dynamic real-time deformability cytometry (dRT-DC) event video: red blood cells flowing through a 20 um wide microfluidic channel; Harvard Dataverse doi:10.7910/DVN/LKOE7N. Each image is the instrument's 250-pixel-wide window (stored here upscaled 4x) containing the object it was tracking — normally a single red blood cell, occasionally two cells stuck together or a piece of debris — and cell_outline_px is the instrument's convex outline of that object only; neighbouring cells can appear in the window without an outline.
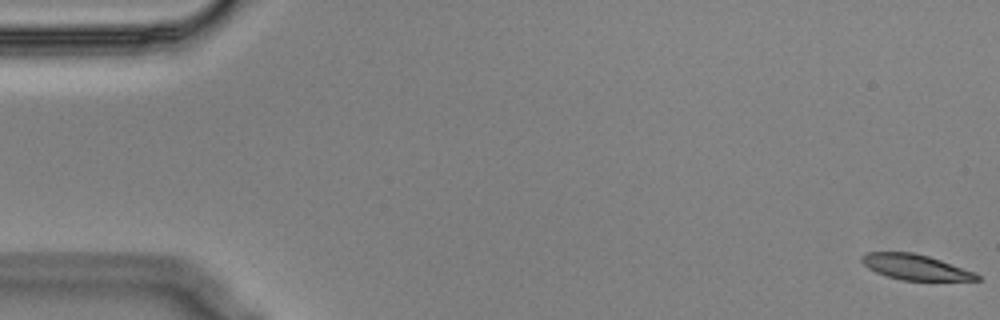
{"species": "Egyptian fruit bat (a non-hibernating species)", "species_latin": "Rousettus aegyptiacus", "temperature_condition": "cold", "stored_images_in_passage": 57, "segment_of_instrument_passage": [1, 2], "camera_frame_rate_fps": 3000, "um_per_image_px": 0.085, "animal": {"sex": "male"}, "frame": {"image": 1, "passage_image": 1, "time_ms": 0.0, "image_size_px": [1000, 320], "cell_outline_px": [[980, 280], [900, 280], [876, 272], [868, 268], [860, 260], [860, 256], [864, 252], [912, 252], [928, 256], [976, 272], [980, 276]], "centroid_in_image_um": [77.78, 22.69], "position_along_channel_um": 7.2, "area_um2": 16.99}}
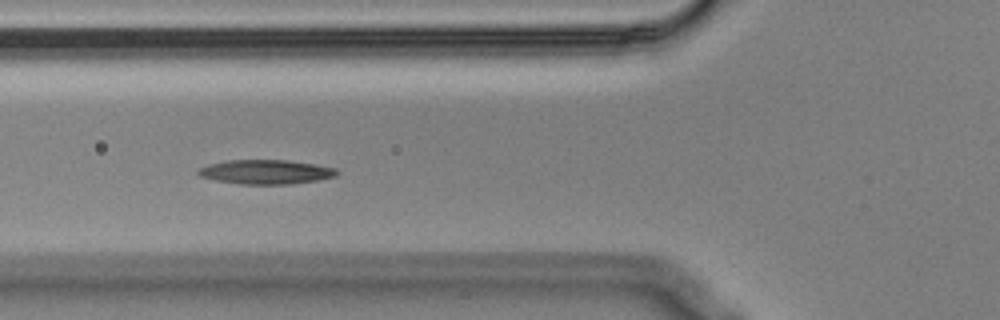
{"frame": {"image": 2, "passage_image": 21, "time_ms": 6.667, "image_size_px": [1000, 320], "cell_outline_px": [[340, 172], [336, 176], [316, 180], [288, 184], [240, 184], [216, 180], [200, 176], [196, 172], [200, 168], [208, 164], [228, 160], [288, 160], [336, 168]], "centroid_in_image_um": [22.59, 14.61], "position_along_channel_um": 103.2, "area_um2": 19.48}}
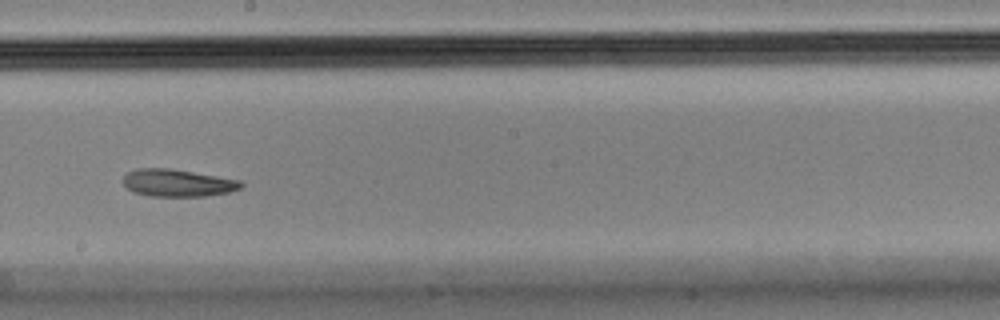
{"frame": {"image": 3, "passage_image": 32, "time_ms": 10.333, "image_size_px": [1000, 320], "cell_outline_px": [[244, 184], [240, 188], [228, 192], [204, 196], [148, 196], [132, 192], [124, 188], [124, 176], [128, 172], [140, 168], [168, 168], [240, 180]], "centroid_in_image_um": [15.05, 15.56], "position_along_channel_um": 233.1, "area_um2": 18.67}}